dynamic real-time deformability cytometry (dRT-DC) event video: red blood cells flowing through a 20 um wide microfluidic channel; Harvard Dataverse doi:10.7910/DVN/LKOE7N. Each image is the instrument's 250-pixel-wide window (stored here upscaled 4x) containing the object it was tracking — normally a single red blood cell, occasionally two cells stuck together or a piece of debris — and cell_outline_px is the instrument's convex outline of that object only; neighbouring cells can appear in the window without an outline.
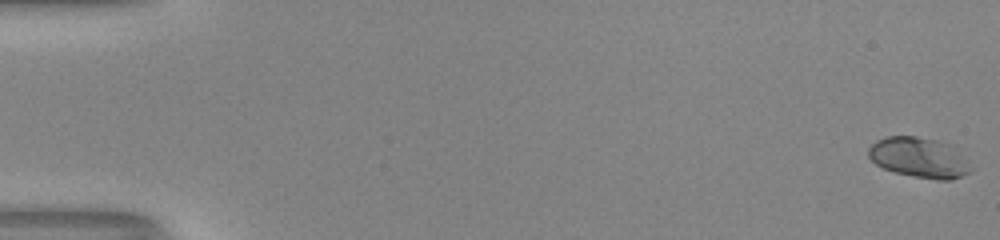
{"species": "human", "species_latin": "Homo sapiens", "temperature_condition": "room temperature", "stored_images_in_passage": 54, "camera_frame_rate_fps": 3000, "um_per_image_px": 0.085, "donor": {"sex": "male"}, "frame": {"image": 1, "passage_image": 1, "time_ms": 0.0, "image_size_px": [1000, 240], "cell_outline_px": [[976, 168], [952, 180], [936, 180], [912, 176], [896, 172], [884, 168], [876, 164], [868, 156], [868, 148], [876, 140], [888, 136], [916, 136], [956, 144]], "centroid_in_image_um": [78.23, 13.38], "position_along_channel_um": 6.8, "area_um2": 24.74}}
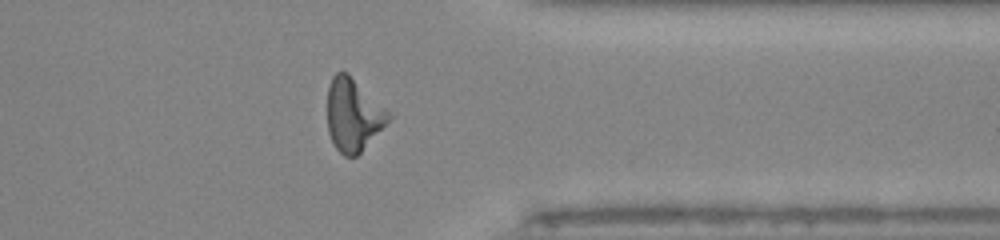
{"frame": {"image": 2, "passage_image": 44, "time_ms": 14.333, "image_size_px": [1000, 240], "cell_outline_px": [[392, 116], [360, 152], [356, 156], [344, 156], [332, 144], [328, 132], [328, 88], [332, 76], [336, 72], [348, 72]], "centroid_in_image_um": [29.97, 9.76], "position_along_channel_um": 381.4, "area_um2": 25.32}}
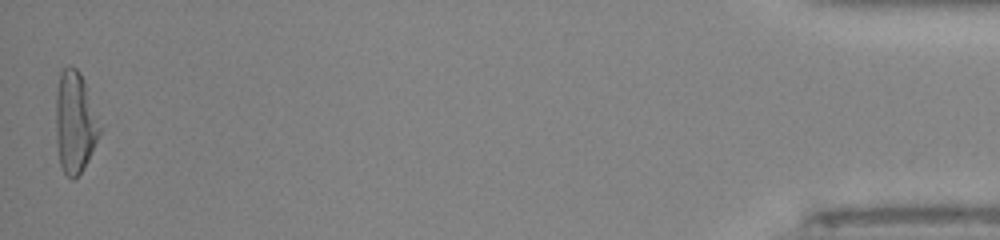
{"frame": {"image": 3, "passage_image": 54, "time_ms": 17.667, "image_size_px": [1000, 240], "cell_outline_px": [[104, 128], [88, 160], [80, 172], [72, 180], [64, 172], [60, 164], [56, 140], [56, 92], [60, 72], [68, 64], [76, 68], [80, 72], [84, 80], [100, 116]], "centroid_in_image_um": [6.41, 10.35], "position_along_channel_um": 428.8, "area_um2": 26.65}}